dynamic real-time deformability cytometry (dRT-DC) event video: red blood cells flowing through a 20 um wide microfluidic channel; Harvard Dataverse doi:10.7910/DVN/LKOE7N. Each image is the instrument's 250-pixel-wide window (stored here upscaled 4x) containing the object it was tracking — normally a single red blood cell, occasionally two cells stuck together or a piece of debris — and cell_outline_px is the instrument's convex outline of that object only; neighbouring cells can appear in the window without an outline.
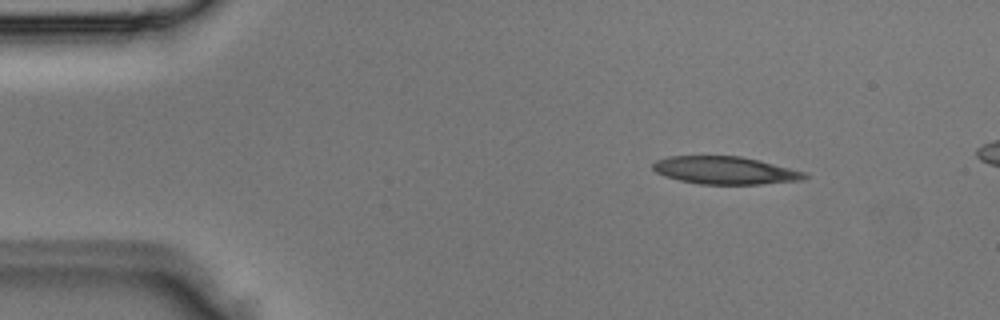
{"species": "Egyptian fruit bat (a non-hibernating species)", "species_latin": "Rousettus aegyptiacus", "temperature_condition": "room temperature", "stored_images_in_passage": 3, "camera_frame_rate_fps": 3000, "um_per_image_px": 0.085, "animal": {"sex": "male"}, "frame": {"image": 1, "passage_image": 1, "time_ms": 0.0, "image_size_px": [1000, 320], "cell_outline_px": [[808, 176], [804, 180], [760, 184], [700, 184], [680, 180], [664, 176], [656, 172], [652, 168], [652, 164], [656, 160], [668, 156], [740, 156], [760, 160], [808, 172]], "centroid_in_image_um": [61.67, 14.48], "position_along_channel_um": 23.3, "area_um2": 24.68}}